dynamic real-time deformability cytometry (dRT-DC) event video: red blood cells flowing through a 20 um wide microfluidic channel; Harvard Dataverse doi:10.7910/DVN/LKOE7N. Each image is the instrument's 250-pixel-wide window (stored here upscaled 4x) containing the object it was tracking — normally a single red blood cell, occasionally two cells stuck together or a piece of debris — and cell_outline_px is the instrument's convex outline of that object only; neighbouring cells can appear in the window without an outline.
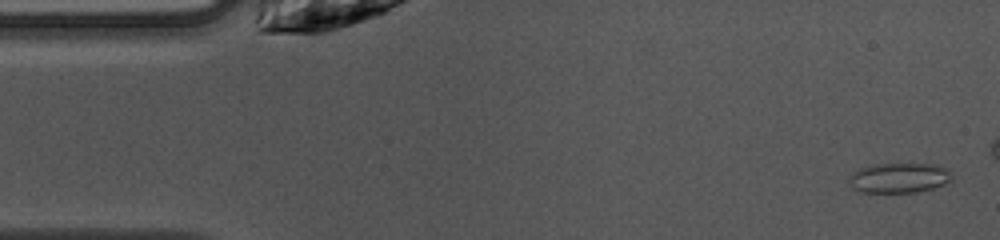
{"species": "common noctule bat (a hibernating species)", "species_latin": "Nyctalus noctula", "temperature_condition": "warm", "stored_images_in_passage": 13, "camera_frame_rate_fps": 3000, "um_per_image_px": 0.085, "animal": {"sex": "female", "body_mass_g": 10.0, "forearm_length_mm": 53.1}, "frame": {"image": 1, "passage_image": 2, "time_ms": 0.333, "image_size_px": [1000, 240], "cell_outline_px": [[952, 180], [944, 184], [932, 188], [916, 192], [860, 192], [852, 188], [848, 180], [848, 176], [852, 172], [860, 168], [872, 164], [936, 164], [948, 168], [952, 172]], "centroid_in_image_um": [76.42, 15.11], "position_along_channel_um": 8.6, "area_um2": 18.21}}